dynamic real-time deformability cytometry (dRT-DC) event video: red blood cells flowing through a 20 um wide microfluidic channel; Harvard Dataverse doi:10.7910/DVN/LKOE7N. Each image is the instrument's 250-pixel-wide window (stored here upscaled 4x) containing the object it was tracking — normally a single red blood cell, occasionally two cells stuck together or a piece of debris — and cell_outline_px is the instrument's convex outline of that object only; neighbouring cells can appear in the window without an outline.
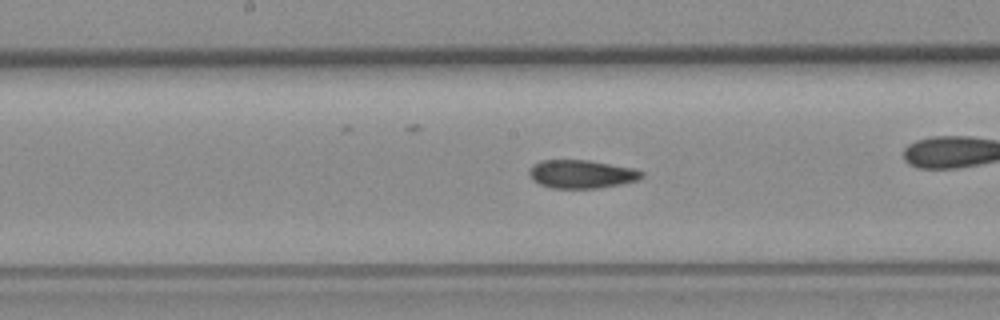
{"species": "common noctule bat (a hibernating species)", "species_latin": "Nyctalus noctula", "temperature_condition": "room temperature", "stored_images_in_passage": 40, "camera_frame_rate_fps": 3000, "um_per_image_px": 0.085, "animal": {"sex": "female", "body_mass_g": 19.3, "forearm_length_mm": 54.1}, "frame": {"image": 1, "passage_image": 12, "time_ms": 3.667, "image_size_px": [1000, 320], "cell_outline_px": [[644, 176], [636, 180], [620, 184], [596, 188], [552, 188], [540, 184], [532, 180], [528, 176], [528, 172], [532, 164], [540, 160], [588, 160], [636, 168], [644, 172]], "centroid_in_image_um": [49.41, 14.79], "position_along_channel_um": 198.8, "area_um2": 18.73}}
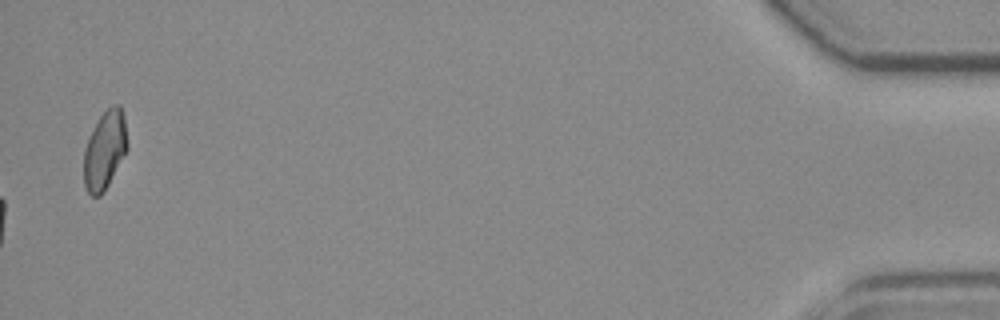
{"frame": {"image": 2, "passage_image": 40, "time_ms": 13.0, "image_size_px": [1000, 320], "cell_outline_px": [[128, 148], [104, 192], [100, 196], [92, 196], [88, 192], [84, 184], [84, 148], [100, 116], [112, 104], [120, 104], [124, 116], [128, 144]], "centroid_in_image_um": [8.92, 12.76], "position_along_channel_um": 426.3, "area_um2": 19.71}, "authors_computed_cell_mechanics": {"area_um2": 18.6694, "velocity_mm_per_s": 3.8088, "shape_relaxation_time_tau1_ms": 5.9645, "shape_relaxation_time_tau2_ms": 2.7886, "deformation_change_tau1": 0.157, "deformation_change_tau2": 0.0858}}